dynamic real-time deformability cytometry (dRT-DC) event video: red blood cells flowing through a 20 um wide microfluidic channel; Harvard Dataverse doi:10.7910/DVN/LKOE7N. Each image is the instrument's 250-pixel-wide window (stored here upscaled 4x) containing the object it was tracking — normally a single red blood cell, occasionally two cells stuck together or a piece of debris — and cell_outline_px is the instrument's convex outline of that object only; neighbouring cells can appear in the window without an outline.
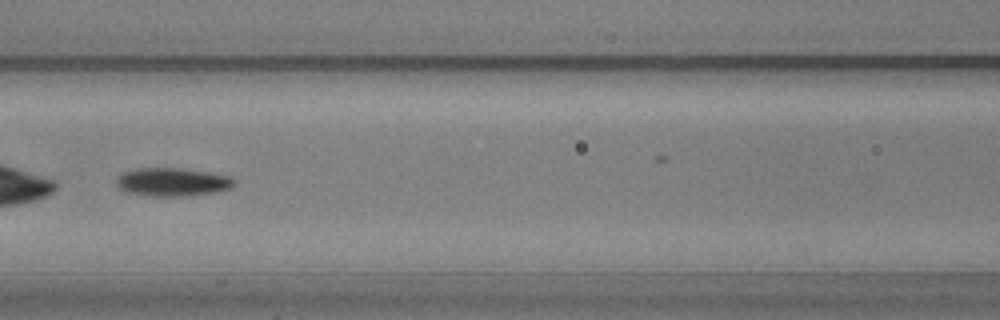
{"species": "common noctule bat (a hibernating species)", "species_latin": "Nyctalus noctula", "temperature_condition": "warm", "stored_images_in_passage": 44, "camera_frame_rate_fps": 3000, "um_per_image_px": 0.085, "animal": {"sex": "male", "body_mass_g": 20.5, "forearm_length_mm": 52.5}, "frame": {"image": 1, "passage_image": 19, "time_ms": 6.0, "image_size_px": [1000, 320], "cell_outline_px": [[236, 184], [232, 188], [216, 192], [184, 196], [148, 196], [128, 192], [120, 188], [116, 184], [116, 180], [124, 172], [136, 168], [180, 168], [212, 172], [228, 176], [236, 180]], "centroid_in_image_um": [14.71, 15.47], "position_along_channel_um": 151.9, "area_um2": 19.54}, "authors_computed_cell_mechanics": {"area_um2": 19.5364, "velocity_mm_per_s": 3.6104, "shape_relaxation_time_tau1_ms": 2.7569, "shape_relaxation_time_tau2_ms": null, "deformation_change_tau1": 0.1392, "deformation_change_tau2": null}}